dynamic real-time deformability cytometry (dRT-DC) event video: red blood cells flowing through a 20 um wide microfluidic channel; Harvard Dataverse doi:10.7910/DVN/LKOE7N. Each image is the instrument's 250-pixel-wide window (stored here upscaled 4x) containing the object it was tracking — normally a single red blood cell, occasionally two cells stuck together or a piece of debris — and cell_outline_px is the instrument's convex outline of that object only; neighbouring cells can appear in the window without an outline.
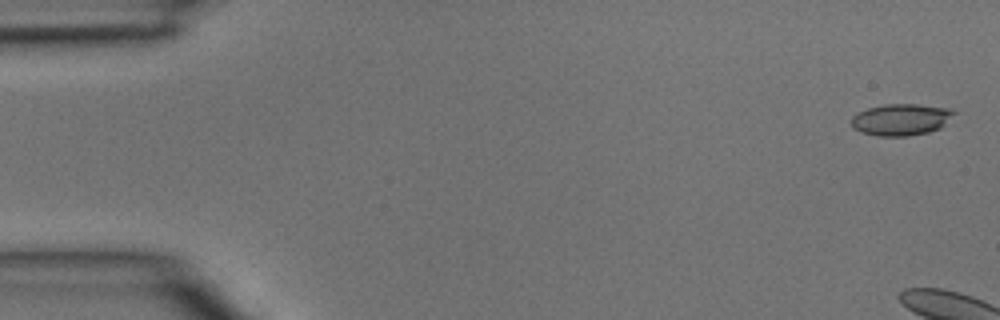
{"species": "common noctule bat (a hibernating species)", "species_latin": "Nyctalus noctula", "temperature_condition": "room temperature", "stored_images_in_passage": 4, "segment_of_instrument_passage": [2, 2], "camera_frame_rate_fps": 3000, "um_per_image_px": 0.085, "animal": {"sex": "male", "body_mass_g": 15.6}, "frame": {"image": 1, "passage_image": 4, "time_ms": 1.0, "image_size_px": [1000, 320], "cell_outline_px": [[956, 112], [940, 128], [928, 132], [908, 136], [876, 136], [860, 132], [852, 128], [852, 116], [856, 112], [868, 108], [884, 104], [916, 104], [948, 108]], "centroid_in_image_um": [76.54, 10.16], "position_along_channel_um": 8.5, "area_um2": 18.96}}